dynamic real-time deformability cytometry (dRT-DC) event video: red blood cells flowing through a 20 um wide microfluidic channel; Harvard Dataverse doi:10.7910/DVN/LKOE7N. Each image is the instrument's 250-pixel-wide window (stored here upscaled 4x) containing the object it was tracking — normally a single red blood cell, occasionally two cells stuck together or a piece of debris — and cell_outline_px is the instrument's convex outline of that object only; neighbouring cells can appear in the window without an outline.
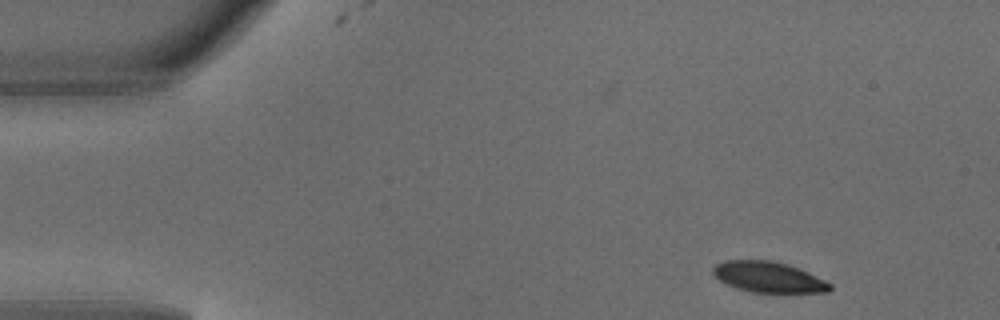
{"species": "common noctule bat (a hibernating species)", "species_latin": "Nyctalus noctula", "temperature_condition": "warm", "stored_images_in_passage": 2, "camera_frame_rate_fps": 3000, "um_per_image_px": 0.085, "animal": {"sex": "male", "body_mass_g": 18.8}, "frame": {"image": 1, "passage_image": 1, "time_ms": 0.0, "image_size_px": [1000, 320], "cell_outline_px": [[832, 288], [828, 292], [752, 292], [736, 288], [720, 280], [712, 272], [712, 268], [716, 264], [724, 260], [768, 260], [788, 264], [808, 272], [832, 284]], "centroid_in_image_um": [65.31, 23.54], "position_along_channel_um": 19.7, "area_um2": 20.75}}